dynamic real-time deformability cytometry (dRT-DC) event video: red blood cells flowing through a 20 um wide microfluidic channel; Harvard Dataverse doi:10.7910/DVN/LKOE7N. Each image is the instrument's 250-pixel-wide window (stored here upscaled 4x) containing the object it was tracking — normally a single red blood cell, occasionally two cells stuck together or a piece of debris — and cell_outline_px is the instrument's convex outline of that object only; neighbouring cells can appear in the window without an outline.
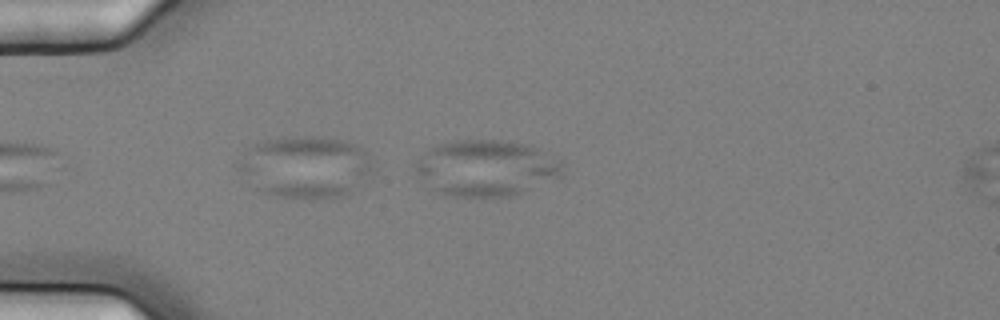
{"species": "common noctule bat (a hibernating species)", "species_latin": "Nyctalus noctula", "temperature_condition": "cold", "stored_images_in_passage": 5, "camera_frame_rate_fps": 3000, "um_per_image_px": 0.085, "animal": {"sex": "female", "body_mass_g": 25.1}, "frame": {"image": 1, "passage_image": 5, "time_ms": 1.333, "image_size_px": [1000, 320], "cell_outline_px": [[564, 172], [560, 176], [512, 196], [448, 196], [432, 188], [416, 172], [416, 160], [428, 148], [436, 144], [456, 140], [500, 140], [532, 144], [560, 160], [564, 164]], "centroid_in_image_um": [41.35, 14.25], "position_along_channel_um": 43.7, "area_um2": 48.09}}